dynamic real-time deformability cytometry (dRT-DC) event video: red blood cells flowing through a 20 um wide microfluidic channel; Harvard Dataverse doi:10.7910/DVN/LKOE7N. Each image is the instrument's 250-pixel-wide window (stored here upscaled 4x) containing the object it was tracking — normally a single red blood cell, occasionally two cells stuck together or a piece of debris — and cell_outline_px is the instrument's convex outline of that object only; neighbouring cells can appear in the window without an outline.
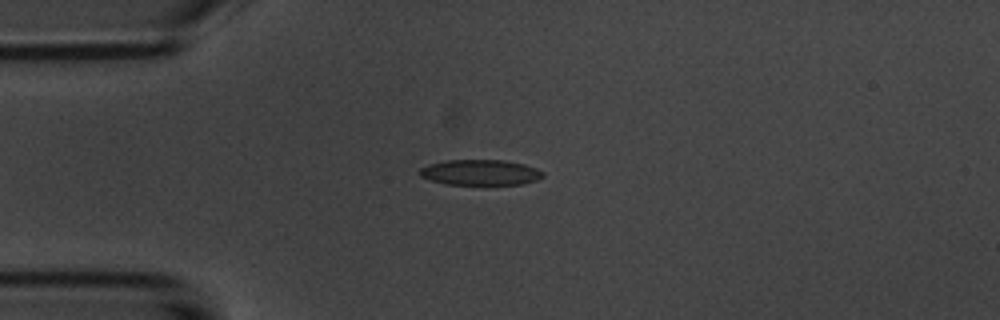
{"species": "common noctule bat (a hibernating species)", "species_latin": "Nyctalus noctula", "temperature_condition": "room temperature", "stored_images_in_passage": 35, "camera_frame_rate_fps": 3000, "um_per_image_px": 0.085, "animal": {"sex": "male", "body_mass_g": 20.1, "forearm_length_mm": 53.5}, "frame": {"image": 1, "passage_image": 1, "time_ms": 0.0, "image_size_px": [1000, 320], "cell_outline_px": [[544, 176], [536, 180], [524, 184], [444, 184], [420, 176], [420, 168], [428, 164], [444, 160], [504, 160], [524, 164], [536, 168], [544, 172]], "centroid_in_image_um": [40.83, 14.65], "position_along_channel_um": 44.2, "area_um2": 18.32}}
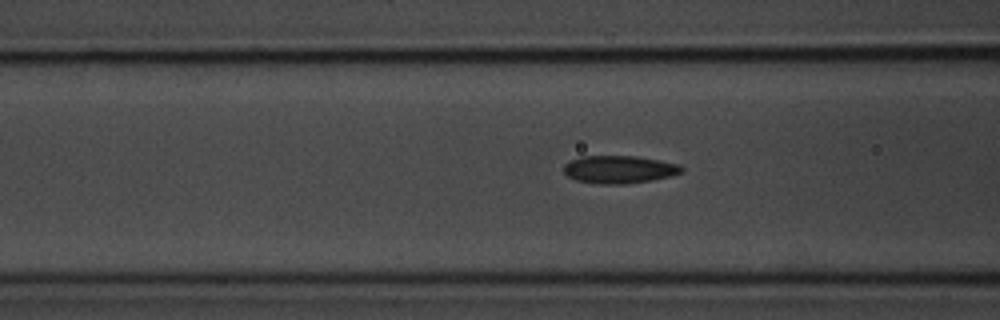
{"frame": {"image": 2, "passage_image": 8, "time_ms": 2.333, "image_size_px": [1000, 320], "cell_outline_px": [[684, 172], [672, 176], [652, 180], [624, 184], [596, 184], [576, 180], [568, 176], [564, 172], [564, 164], [568, 160], [580, 156], [636, 156], [660, 160], [680, 164], [684, 168]], "centroid_in_image_um": [52.65, 14.4], "position_along_channel_um": 114.0, "area_um2": 19.36}}
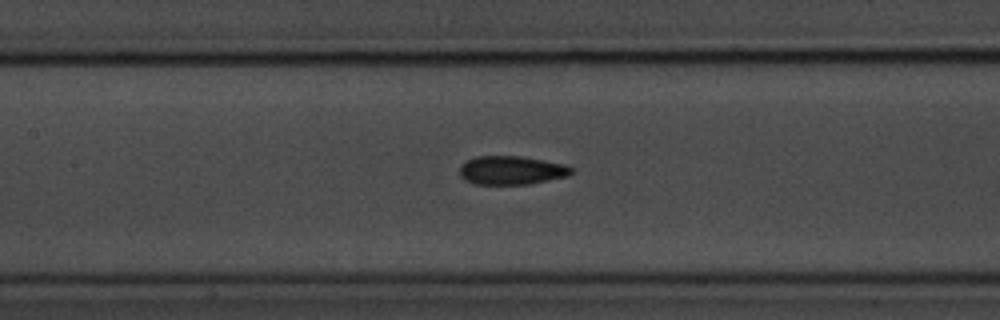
{"frame": {"image": 3, "passage_image": 12, "time_ms": 3.667, "image_size_px": [1000, 320], "cell_outline_px": [[572, 172], [568, 176], [528, 184], [476, 184], [464, 180], [460, 176], [460, 164], [476, 156], [520, 156], [568, 164], [572, 168]], "centroid_in_image_um": [43.48, 14.47], "position_along_channel_um": 163.9, "area_um2": 18.73}, "authors_computed_cell_mechanics": {"area_um2": 18.3226, "velocity_mm_per_s": 3.7153, "shape_relaxation_time_tau1_ms": 3.2894, "shape_relaxation_time_tau2_ms": 2.1844, "deformation_change_tau1": 0.1337, "deformation_change_tau2": 0.0985}}